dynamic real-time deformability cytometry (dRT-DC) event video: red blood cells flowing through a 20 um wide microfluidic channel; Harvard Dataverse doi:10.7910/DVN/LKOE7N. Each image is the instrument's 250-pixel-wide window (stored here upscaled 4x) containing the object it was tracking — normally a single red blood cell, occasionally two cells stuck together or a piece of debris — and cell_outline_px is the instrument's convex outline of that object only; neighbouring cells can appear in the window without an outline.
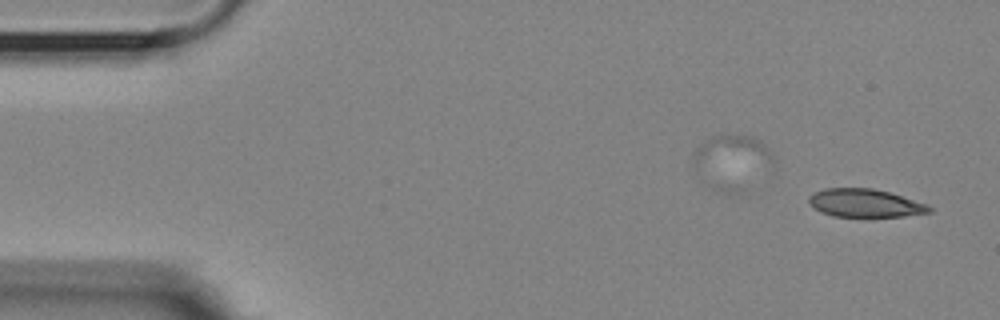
{"species": "Egyptian fruit bat (a non-hibernating species)", "species_latin": "Rousettus aegyptiacus", "temperature_condition": "room temperature", "stored_images_in_passage": 53, "camera_frame_rate_fps": 3000, "um_per_image_px": 0.085, "animal": {"sex": "female"}, "frame": {"image": 1, "passage_image": 1, "time_ms": 0.0, "image_size_px": [1000, 320], "cell_outline_px": [[932, 212], [904, 216], [832, 216], [820, 212], [808, 200], [808, 196], [812, 192], [824, 188], [872, 188], [888, 192], [928, 204], [932, 208]], "centroid_in_image_um": [73.52, 17.25], "position_along_channel_um": 11.5, "area_um2": 19.65}}
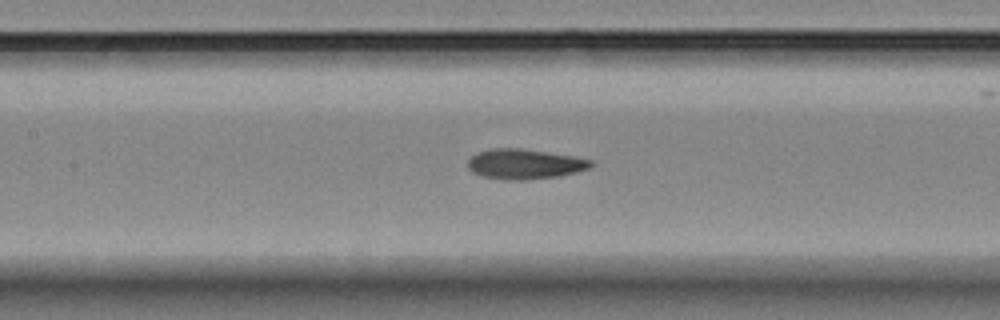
{"frame": {"image": 2, "passage_image": 23, "time_ms": 7.333, "image_size_px": [1000, 320], "cell_outline_px": [[596, 164], [588, 168], [576, 172], [556, 176], [520, 180], [508, 180], [480, 176], [472, 172], [468, 168], [468, 160], [476, 152], [492, 148], [520, 148], [576, 156], [592, 160]], "centroid_in_image_um": [44.59, 13.93], "position_along_channel_um": 162.8, "area_um2": 21.62}}
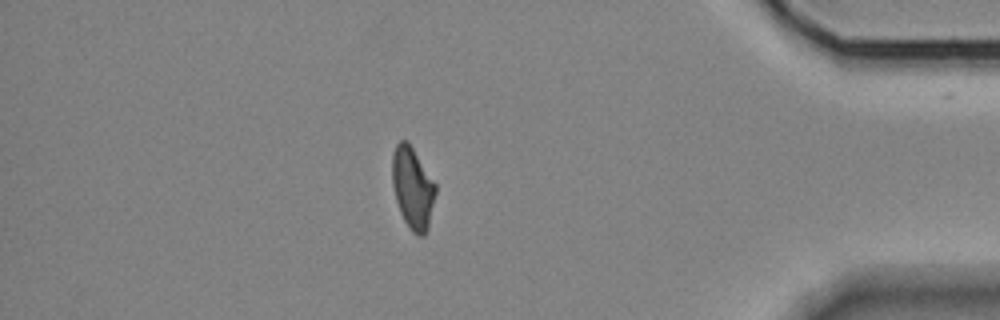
{"frame": {"image": 3, "passage_image": 46, "time_ms": 15.0, "image_size_px": [1000, 320], "cell_outline_px": [[436, 192], [428, 228], [424, 236], [420, 236], [412, 232], [404, 220], [400, 212], [396, 200], [392, 184], [392, 152], [396, 144], [400, 140], [408, 140], [436, 184]], "centroid_in_image_um": [35.07, 15.95], "position_along_channel_um": 400.1, "area_um2": 20.75}, "authors_computed_cell_mechanics": {"area_um2": 21.3282, "velocity_mm_per_s": 3.5894, "shape_relaxation_time_tau1_ms": 8.4919, "shape_relaxation_time_tau2_ms": 3.9075, "deformation_change_tau1": 0.176, "deformation_change_tau2": 0.0953}}